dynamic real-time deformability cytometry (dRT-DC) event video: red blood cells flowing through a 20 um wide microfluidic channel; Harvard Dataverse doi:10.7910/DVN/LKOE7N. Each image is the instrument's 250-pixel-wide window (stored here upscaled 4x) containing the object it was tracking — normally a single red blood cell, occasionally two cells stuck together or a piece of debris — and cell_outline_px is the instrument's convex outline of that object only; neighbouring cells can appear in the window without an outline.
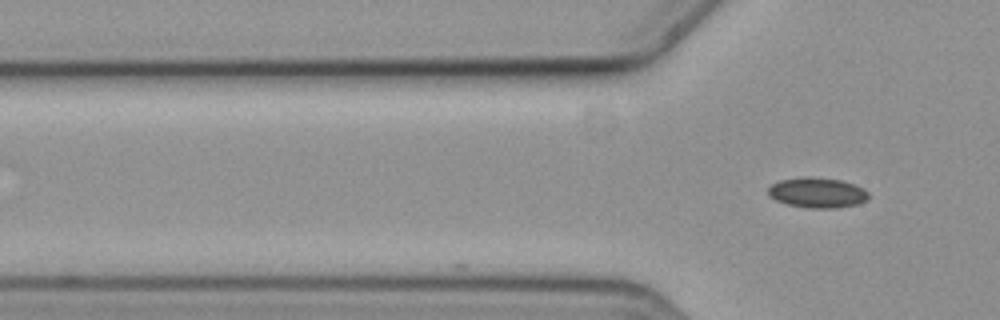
{"species": "common noctule bat (a hibernating species)", "species_latin": "Nyctalus noctula", "temperature_condition": "cold", "stored_images_in_passage": 3, "camera_frame_rate_fps": 3000, "um_per_image_px": 0.085, "animal": {"sex": "female", "body_mass_g": 19.3, "forearm_length_mm": 54.1}, "frame": {"image": 1, "passage_image": 3, "time_ms": 0.667, "image_size_px": [1000, 320], "cell_outline_px": [[868, 200], [860, 204], [836, 208], [804, 208], [788, 204], [776, 200], [768, 196], [768, 188], [772, 184], [780, 180], [804, 176], [840, 180], [864, 188], [868, 192]], "centroid_in_image_um": [69.47, 16.39], "position_along_channel_um": 56.3, "area_um2": 17.8}}